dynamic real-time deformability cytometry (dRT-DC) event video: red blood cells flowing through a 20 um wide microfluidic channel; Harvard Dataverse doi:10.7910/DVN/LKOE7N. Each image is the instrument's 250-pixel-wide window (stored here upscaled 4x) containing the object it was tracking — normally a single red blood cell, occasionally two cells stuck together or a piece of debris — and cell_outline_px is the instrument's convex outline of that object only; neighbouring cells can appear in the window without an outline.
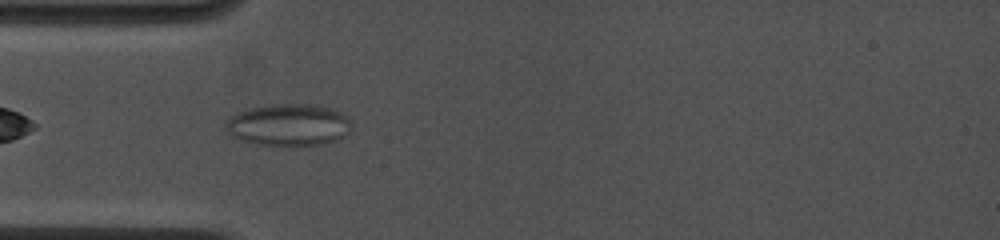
{"species": "common noctule bat (a hibernating species)", "species_latin": "Nyctalus noctula", "temperature_condition": "cold", "stored_images_in_passage": 6, "camera_frame_rate_fps": 4500, "um_per_image_px": 0.085, "animal": {"sex": "female", "body_mass_g": 19.0, "forearm_length_mm": 53.3}, "frame": {"image": 1, "passage_image": 3, "time_ms": 0.667, "image_size_px": [1000, 240], "cell_outline_px": [[352, 124], [348, 132], [344, 136], [336, 140], [320, 144], [260, 144], [244, 140], [232, 136], [224, 128], [224, 124], [228, 116], [236, 112], [252, 108], [272, 104], [316, 104], [332, 108], [348, 116], [352, 120]], "centroid_in_image_um": [24.54, 10.58], "position_along_channel_um": 60.5, "area_um2": 30.63}}
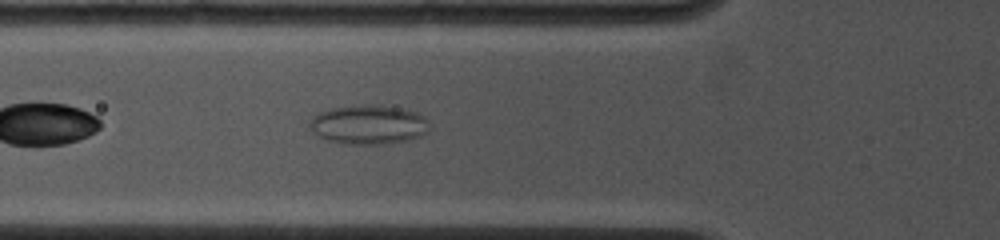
{"frame": {"image": 2, "passage_image": 6, "time_ms": 1.556, "image_size_px": [1000, 240], "cell_outline_px": [[428, 132], [420, 136], [408, 140], [384, 144], [344, 144], [328, 140], [320, 136], [308, 128], [308, 120], [312, 116], [320, 112], [332, 108], [372, 104], [404, 108], [416, 112], [424, 116], [428, 120]], "centroid_in_image_um": [31.32, 10.59], "position_along_channel_um": 94.5, "area_um2": 27.57}}